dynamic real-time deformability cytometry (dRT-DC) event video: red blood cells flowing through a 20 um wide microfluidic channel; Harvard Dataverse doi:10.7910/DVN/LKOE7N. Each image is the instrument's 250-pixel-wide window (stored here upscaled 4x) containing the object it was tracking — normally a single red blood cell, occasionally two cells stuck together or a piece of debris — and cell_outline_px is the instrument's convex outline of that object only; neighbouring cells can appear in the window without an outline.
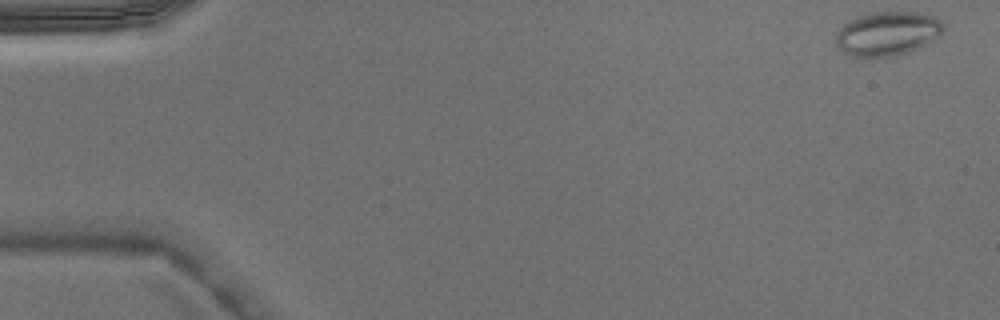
{"species": "Egyptian fruit bat (a non-hibernating species)", "species_latin": "Rousettus aegyptiacus", "temperature_condition": "warm", "stored_images_in_passage": 5, "camera_frame_rate_fps": 3000, "um_per_image_px": 0.085, "animal": {"sex": "male"}, "frame": {"image": 1, "passage_image": 1, "time_ms": 0.0, "image_size_px": [1000, 320], "cell_outline_px": [[944, 28], [940, 36], [908, 52], [896, 56], [868, 60], [852, 56], [844, 52], [836, 44], [836, 32], [848, 20], [860, 16], [876, 12], [916, 12], [932, 16], [940, 20], [944, 24]], "centroid_in_image_um": [75.4, 2.89], "position_along_channel_um": 9.6, "area_um2": 27.92}}